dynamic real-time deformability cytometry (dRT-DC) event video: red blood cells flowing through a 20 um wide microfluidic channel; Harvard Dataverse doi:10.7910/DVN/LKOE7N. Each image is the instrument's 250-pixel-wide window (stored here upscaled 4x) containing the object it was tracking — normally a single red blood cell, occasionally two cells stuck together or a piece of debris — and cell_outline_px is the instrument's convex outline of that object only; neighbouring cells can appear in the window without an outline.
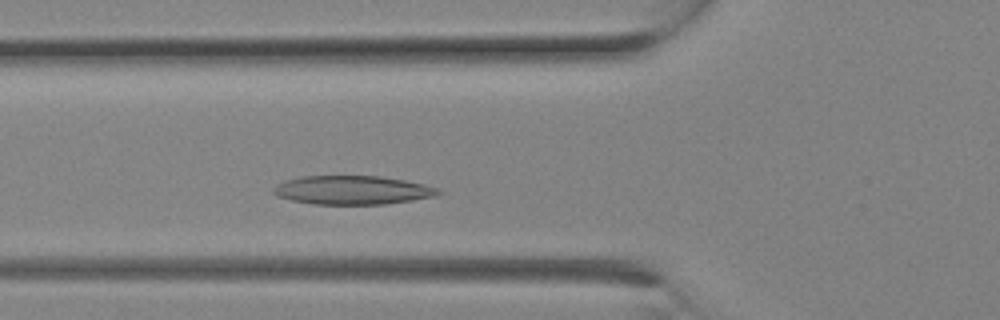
{"species": "Egyptian fruit bat (a non-hibernating species)", "species_latin": "Rousettus aegyptiacus", "temperature_condition": "room temperature", "stored_images_in_passage": 5, "camera_frame_rate_fps": 3000, "um_per_image_px": 0.085, "animal": {"sex": "female"}, "frame": {"image": 1, "passage_image": 5, "time_ms": 1.333, "image_size_px": [1000, 320], "cell_outline_px": [[444, 192], [436, 196], [412, 200], [384, 204], [312, 204], [292, 200], [276, 196], [272, 192], [272, 188], [276, 184], [284, 180], [300, 176], [380, 176], [404, 180], [424, 184], [440, 188]], "centroid_in_image_um": [29.95, 16.15], "position_along_channel_um": 95.9, "area_um2": 27.86}}